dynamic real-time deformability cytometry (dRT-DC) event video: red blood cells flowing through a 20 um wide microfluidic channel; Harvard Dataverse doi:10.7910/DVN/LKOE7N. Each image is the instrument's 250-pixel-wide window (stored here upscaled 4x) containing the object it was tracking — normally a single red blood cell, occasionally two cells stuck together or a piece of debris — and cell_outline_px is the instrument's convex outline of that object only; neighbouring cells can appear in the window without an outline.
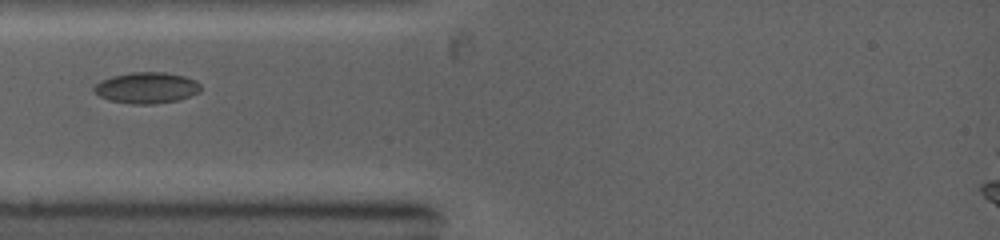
{"species": "common noctule bat (a hibernating species)", "species_latin": "Nyctalus noctula", "temperature_condition": "warm", "stored_images_in_passage": 2, "camera_frame_rate_fps": 5000, "um_per_image_px": 0.085, "animal": {"sex": "female", "body_mass_g": 19.0, "forearm_length_mm": 53.3}, "frame": {"image": 1, "passage_image": 2, "time_ms": 1.0, "image_size_px": [1000, 240], "cell_outline_px": [[200, 92], [176, 100], [156, 104], [128, 104], [108, 100], [100, 96], [92, 88], [100, 80], [112, 76], [132, 72], [164, 72], [184, 76], [196, 80], [200, 84]], "centroid_in_image_um": [12.44, 7.46], "position_along_channel_um": 72.6, "area_um2": 19.36}}